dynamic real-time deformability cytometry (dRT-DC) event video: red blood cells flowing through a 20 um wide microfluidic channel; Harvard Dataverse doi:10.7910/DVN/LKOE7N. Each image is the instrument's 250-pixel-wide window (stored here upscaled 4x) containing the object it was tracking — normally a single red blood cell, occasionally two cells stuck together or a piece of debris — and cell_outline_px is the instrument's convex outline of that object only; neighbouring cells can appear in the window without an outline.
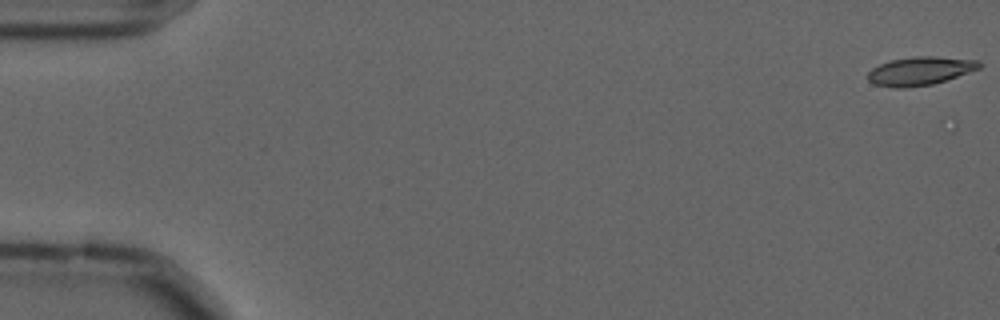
{"species": "common noctule bat (a hibernating species)", "species_latin": "Nyctalus noctula", "temperature_condition": "cold", "stored_images_in_passage": 22, "camera_frame_rate_fps": 3000, "um_per_image_px": 0.085, "animal": {"sex": "male", "forearm_length_mm": 52.5}, "frame": {"image": 1, "passage_image": 1, "time_ms": 0.0, "image_size_px": [1000, 320], "cell_outline_px": [[980, 68], [932, 84], [904, 88], [892, 88], [872, 84], [868, 80], [868, 72], [872, 68], [880, 64], [892, 60], [916, 56], [936, 56], [980, 60]], "centroid_in_image_um": [78.17, 6.03], "position_along_channel_um": 6.8, "area_um2": 18.38}}
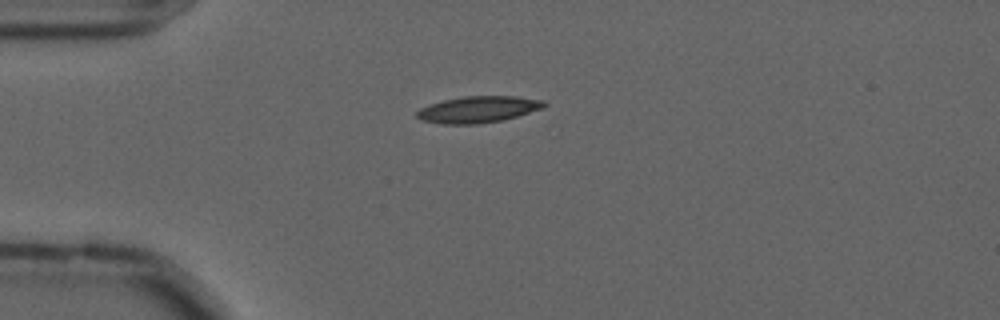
{"frame": {"image": 2, "passage_image": 15, "time_ms": 4.667, "image_size_px": [1000, 320], "cell_outline_px": [[548, 104], [544, 108], [504, 120], [476, 124], [440, 124], [420, 120], [416, 116], [416, 112], [420, 108], [444, 100], [464, 96], [516, 96], [544, 100]], "centroid_in_image_um": [40.67, 9.3], "position_along_channel_um": 44.3, "area_um2": 19.77}}
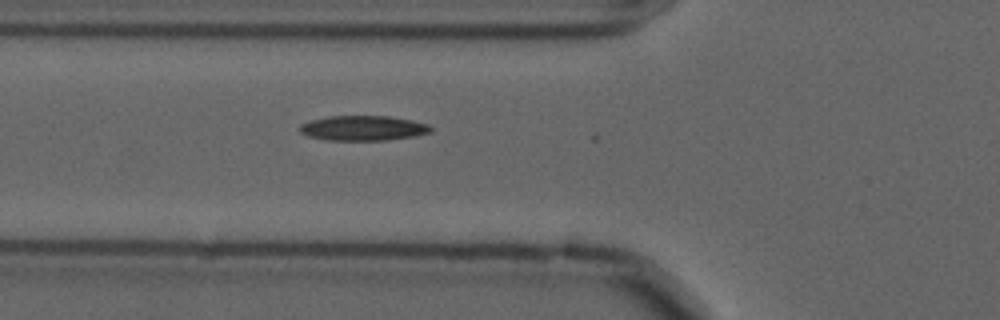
{"frame": {"image": 3, "passage_image": 21, "time_ms": 6.667, "image_size_px": [1000, 320], "cell_outline_px": [[432, 132], [412, 136], [388, 140], [324, 140], [308, 136], [300, 132], [300, 124], [312, 120], [328, 116], [388, 116], [412, 120], [428, 124], [432, 128]], "centroid_in_image_um": [30.86, 10.89], "position_along_channel_um": 94.9, "area_um2": 19.02}}